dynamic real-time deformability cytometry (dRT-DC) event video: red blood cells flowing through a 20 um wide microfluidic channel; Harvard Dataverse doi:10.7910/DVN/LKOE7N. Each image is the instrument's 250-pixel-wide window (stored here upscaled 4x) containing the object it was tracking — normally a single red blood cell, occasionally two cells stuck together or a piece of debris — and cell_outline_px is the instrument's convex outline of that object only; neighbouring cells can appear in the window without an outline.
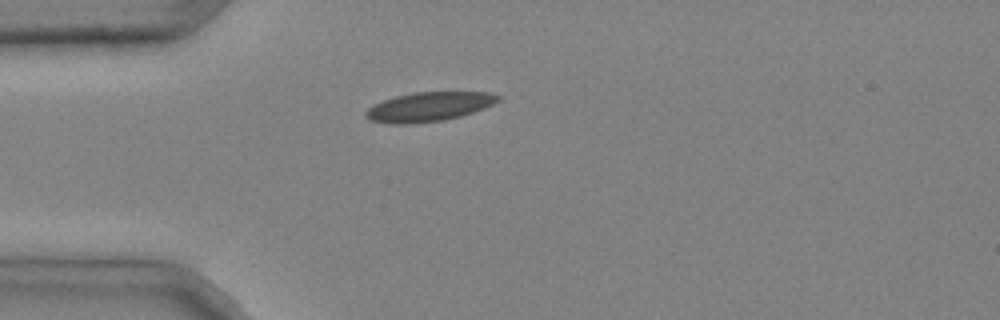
{"species": "common noctule bat (a hibernating species)", "species_latin": "Nyctalus noctula", "temperature_condition": "cold", "stored_images_in_passage": 1, "camera_frame_rate_fps": 3000, "um_per_image_px": 0.085, "animal": {"sex": "male", "body_mass_g": 20.4}, "frame": {"image": 1, "passage_image": 1, "time_ms": 0.0, "image_size_px": [1000, 320], "cell_outline_px": [[500, 100], [484, 108], [460, 116], [440, 120], [408, 124], [392, 124], [372, 120], [364, 116], [364, 112], [368, 108], [384, 100], [396, 96], [412, 92], [488, 92], [500, 96]], "centroid_in_image_um": [36.44, 9.06], "position_along_channel_um": 48.6, "area_um2": 22.25}}